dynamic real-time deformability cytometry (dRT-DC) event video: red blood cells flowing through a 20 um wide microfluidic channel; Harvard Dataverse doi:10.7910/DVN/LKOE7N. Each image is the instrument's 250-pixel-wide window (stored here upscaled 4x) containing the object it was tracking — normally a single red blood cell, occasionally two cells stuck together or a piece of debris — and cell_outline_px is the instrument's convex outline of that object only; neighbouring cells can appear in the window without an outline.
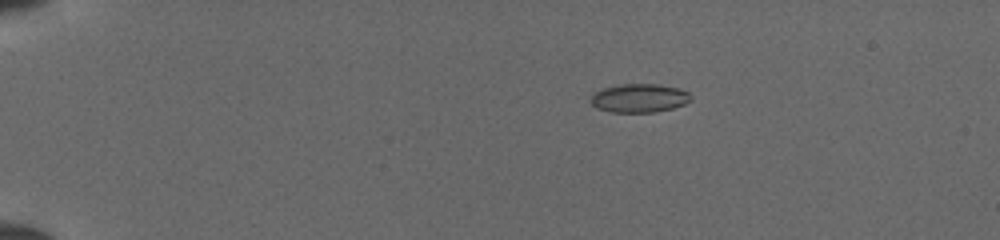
{"species": "common noctule bat (a hibernating species)", "species_latin": "Nyctalus noctula", "temperature_condition": "cold", "stored_images_in_passage": 41, "camera_frame_rate_fps": 3000, "um_per_image_px": 0.085, "animal": {"sex": "female", "body_mass_g": 19.5, "forearm_length_mm": 54.1}, "frame": {"image": 1, "passage_image": 1, "time_ms": 0.0, "image_size_px": [1000, 240], "cell_outline_px": [[692, 100], [684, 104], [672, 108], [652, 112], [608, 112], [596, 108], [592, 104], [592, 92], [604, 88], [620, 84], [660, 84], [676, 88], [688, 92], [692, 96]], "centroid_in_image_um": [54.33, 8.34], "position_along_channel_um": 30.7, "area_um2": 16.7}}
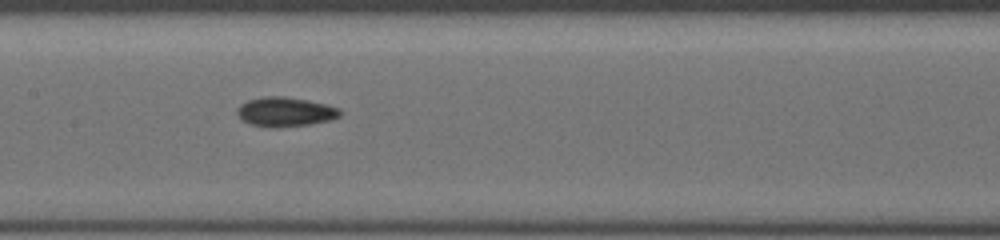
{"frame": {"image": 2, "passage_image": 18, "time_ms": 5.667, "image_size_px": [1000, 240], "cell_outline_px": [[340, 116], [332, 120], [308, 124], [280, 128], [272, 128], [252, 124], [244, 120], [236, 112], [236, 108], [240, 104], [248, 100], [264, 96], [284, 96], [308, 100], [340, 108]], "centroid_in_image_um": [24.25, 9.5], "position_along_channel_um": 183.2, "area_um2": 17.63}}
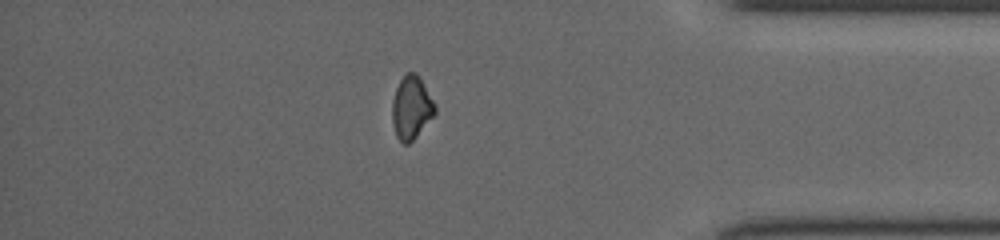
{"frame": {"image": 3, "passage_image": 35, "time_ms": 11.333, "image_size_px": [1000, 240], "cell_outline_px": [[436, 112], [416, 136], [408, 144], [404, 144], [396, 136], [392, 120], [392, 100], [396, 88], [400, 80], [408, 72], [416, 72], [436, 104]], "centroid_in_image_um": [34.96, 9.14], "position_along_channel_um": 400.2, "area_um2": 15.55}}